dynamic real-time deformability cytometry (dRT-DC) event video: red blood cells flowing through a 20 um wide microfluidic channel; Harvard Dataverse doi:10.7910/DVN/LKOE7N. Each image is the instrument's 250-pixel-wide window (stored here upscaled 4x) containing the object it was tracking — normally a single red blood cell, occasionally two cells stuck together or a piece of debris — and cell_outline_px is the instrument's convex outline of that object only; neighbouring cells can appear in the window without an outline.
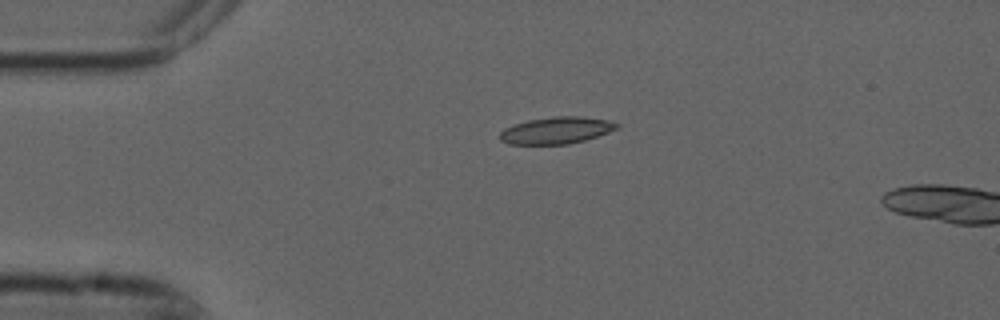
{"species": "common noctule bat (a hibernating species)", "species_latin": "Nyctalus noctula", "temperature_condition": "cold", "stored_images_in_passage": 2, "camera_frame_rate_fps": 3000, "um_per_image_px": 0.085, "animal": {"sex": "male", "forearm_length_mm": 52.5}, "frame": {"image": 1, "passage_image": 1, "time_ms": 0.0, "image_size_px": [1000, 320], "cell_outline_px": [[620, 128], [584, 140], [568, 144], [508, 144], [500, 140], [500, 132], [504, 128], [528, 120], [556, 116], [580, 116], [608, 120], [620, 124]], "centroid_in_image_um": [47.3, 11.08], "position_along_channel_um": 37.7, "area_um2": 18.21}}